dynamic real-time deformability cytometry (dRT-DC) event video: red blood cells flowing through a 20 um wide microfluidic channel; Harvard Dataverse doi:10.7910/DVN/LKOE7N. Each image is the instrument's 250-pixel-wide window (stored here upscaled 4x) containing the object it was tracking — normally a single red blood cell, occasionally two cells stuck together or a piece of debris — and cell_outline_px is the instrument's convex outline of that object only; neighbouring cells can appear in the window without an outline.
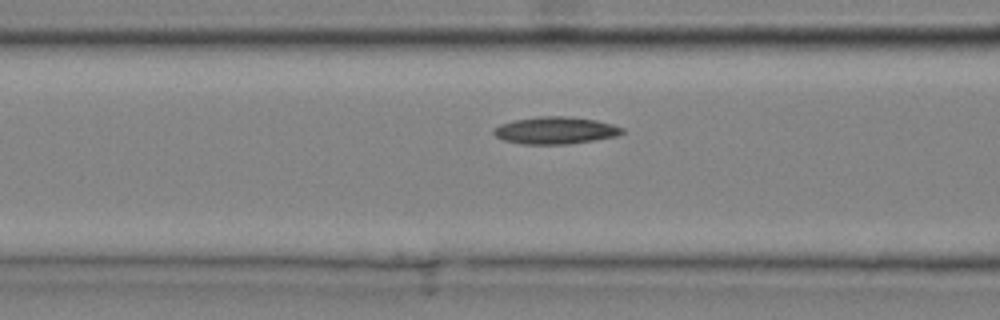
{"species": "common noctule bat (a hibernating species)", "species_latin": "Nyctalus noctula", "temperature_condition": "cold", "stored_images_in_passage": 16, "camera_frame_rate_fps": 3000, "um_per_image_px": 0.085, "animal": {"sex": "male", "body_mass_g": 20.4}, "frame": {"image": 1, "passage_image": 14, "time_ms": 4.333, "image_size_px": [1000, 320], "cell_outline_px": [[624, 132], [616, 136], [568, 144], [520, 144], [504, 140], [496, 136], [492, 132], [500, 124], [512, 120], [536, 116], [568, 116], [596, 120], [612, 124], [624, 128]], "centroid_in_image_um": [47.19, 11.07], "position_along_channel_um": 119.4, "area_um2": 20.35}}